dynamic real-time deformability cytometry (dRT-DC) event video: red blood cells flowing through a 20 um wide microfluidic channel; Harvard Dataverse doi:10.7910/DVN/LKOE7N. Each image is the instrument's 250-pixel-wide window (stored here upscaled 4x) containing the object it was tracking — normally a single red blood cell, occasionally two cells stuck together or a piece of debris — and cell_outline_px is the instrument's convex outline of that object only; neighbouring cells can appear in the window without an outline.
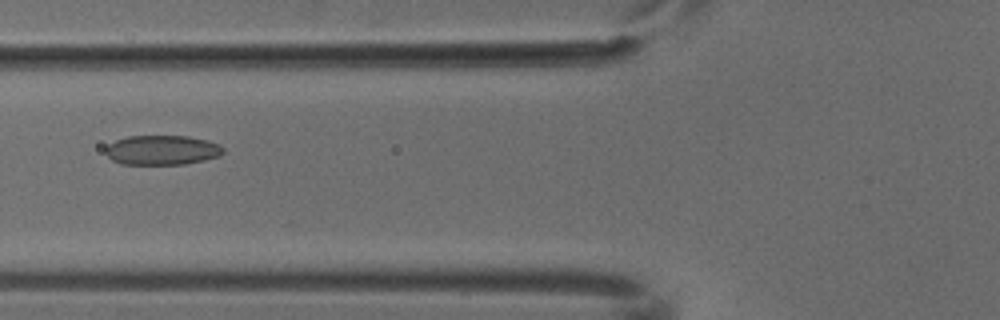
{"species": "common noctule bat (a hibernating species)", "species_latin": "Nyctalus noctula", "temperature_condition": "cold", "stored_images_in_passage": 5, "camera_frame_rate_fps": 3000, "um_per_image_px": 0.085, "animal": {"sex": "male", "body_mass_g": 18.8}, "frame": {"image": 1, "passage_image": 5, "time_ms": 1.333, "image_size_px": [1000, 320], "cell_outline_px": [[224, 152], [220, 156], [204, 160], [184, 164], [120, 164], [112, 160], [104, 152], [104, 148], [108, 144], [116, 140], [128, 136], [188, 136], [208, 140], [224, 148]], "centroid_in_image_um": [13.75, 12.76], "position_along_channel_um": 112.1, "area_um2": 20.4}}